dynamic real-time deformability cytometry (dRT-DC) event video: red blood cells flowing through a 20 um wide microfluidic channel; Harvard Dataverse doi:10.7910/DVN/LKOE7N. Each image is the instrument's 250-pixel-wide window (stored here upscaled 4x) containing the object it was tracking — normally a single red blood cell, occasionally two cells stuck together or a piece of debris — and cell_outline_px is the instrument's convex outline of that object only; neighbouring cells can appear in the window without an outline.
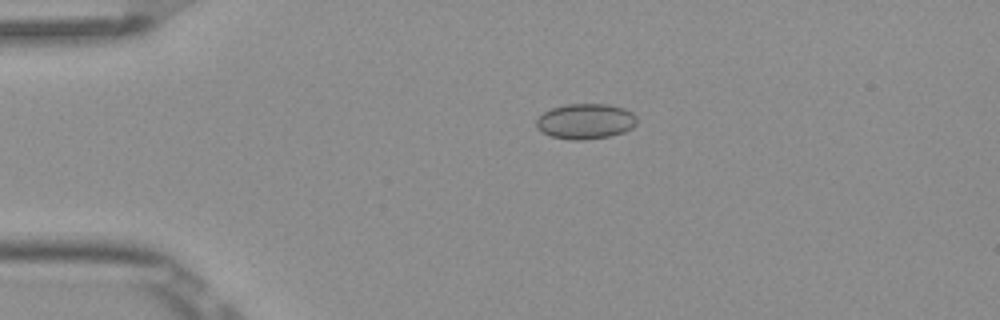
{"species": "Egyptian fruit bat (a non-hibernating species)", "species_latin": "Rousettus aegyptiacus", "temperature_condition": "room temperature", "stored_images_in_passage": 4, "camera_frame_rate_fps": 3000, "um_per_image_px": 0.085, "frame": {"image": 1, "passage_image": 3, "time_ms": 0.667, "image_size_px": [1000, 320], "cell_outline_px": [[636, 124], [632, 128], [624, 132], [608, 136], [584, 140], [572, 140], [552, 136], [536, 128], [536, 120], [544, 112], [552, 108], [564, 104], [608, 104], [624, 108], [632, 112], [636, 116]], "centroid_in_image_um": [49.78, 10.3], "position_along_channel_um": 35.2, "area_um2": 20.69}}